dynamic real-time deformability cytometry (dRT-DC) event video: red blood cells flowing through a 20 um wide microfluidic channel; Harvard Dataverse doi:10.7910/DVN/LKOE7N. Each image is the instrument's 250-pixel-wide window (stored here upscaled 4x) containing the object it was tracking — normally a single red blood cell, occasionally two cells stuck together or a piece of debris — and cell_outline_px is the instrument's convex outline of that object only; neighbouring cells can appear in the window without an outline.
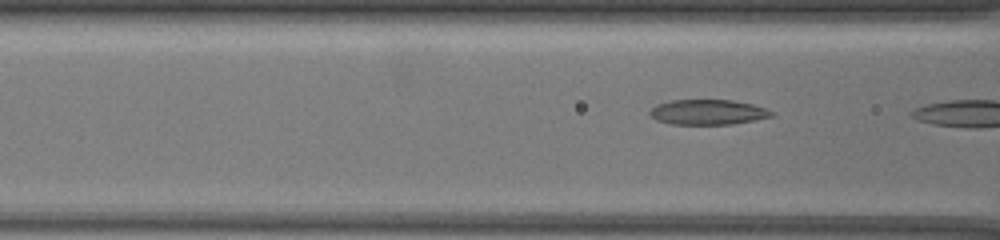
{"species": "common noctule bat (a hibernating species)", "species_latin": "Nyctalus noctula", "temperature_condition": "warm", "stored_images_in_passage": 4, "camera_frame_rate_fps": 3000, "um_per_image_px": 0.085, "animal": {"sex": "female", "body_mass_g": 19.5, "forearm_length_mm": 54.1}, "frame": {"image": 1, "passage_image": 3, "time_ms": 0.667, "image_size_px": [1000, 240], "cell_outline_px": [[776, 116], [756, 120], [732, 124], [672, 124], [656, 120], [648, 116], [648, 112], [656, 104], [672, 100], [732, 100], [752, 104], [776, 112]], "centroid_in_image_um": [60.18, 9.53], "position_along_channel_um": 106.4, "area_um2": 18.03}}